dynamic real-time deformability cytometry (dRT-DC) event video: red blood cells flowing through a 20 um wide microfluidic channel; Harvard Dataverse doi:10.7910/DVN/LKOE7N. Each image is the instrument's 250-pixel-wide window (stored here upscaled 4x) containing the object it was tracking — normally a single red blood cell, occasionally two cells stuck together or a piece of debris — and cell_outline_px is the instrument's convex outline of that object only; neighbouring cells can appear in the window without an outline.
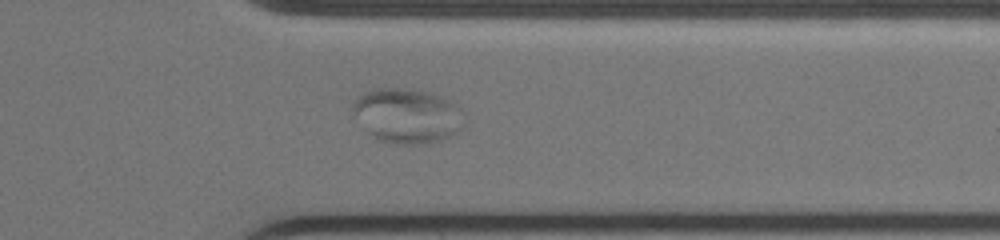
{"species": "common noctule bat (a hibernating species)", "species_latin": "Nyctalus noctula", "temperature_condition": "warm", "stored_images_in_passage": 52, "segment_of_instrument_passage": [2, 2], "camera_frame_rate_fps": 3000, "um_per_image_px": 0.085, "animal": {"sex": "female", "body_mass_g": 19.0, "forearm_length_mm": 51.5}, "frame": {"image": 1, "passage_image": 43, "time_ms": 14.0, "image_size_px": [1000, 240], "cell_outline_px": [[468, 120], [464, 128], [456, 136], [440, 140], [420, 144], [404, 144], [380, 140], [368, 132], [364, 128], [464, 116], [468, 116]], "centroid_in_image_um": [35.71, 11.12], "position_along_channel_um": 375.7, "area_um2": 13.01}}